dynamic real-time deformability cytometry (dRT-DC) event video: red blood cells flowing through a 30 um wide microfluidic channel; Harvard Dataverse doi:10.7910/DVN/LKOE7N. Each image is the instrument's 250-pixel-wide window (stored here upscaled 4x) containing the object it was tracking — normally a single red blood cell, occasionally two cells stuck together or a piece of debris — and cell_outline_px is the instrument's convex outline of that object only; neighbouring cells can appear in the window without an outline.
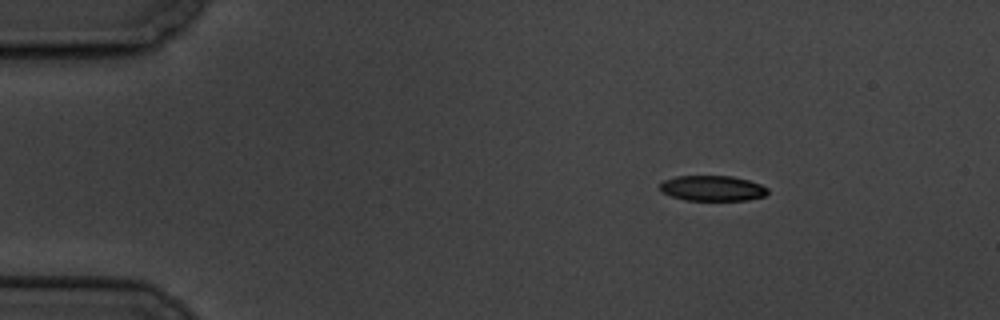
{"species": "common noctule bat (a hibernating species)", "species_latin": "Nyctalus noctula", "temperature_condition": "cold", "stored_images_in_passage": 7, "camera_frame_rate_fps": 3000, "um_per_image_px": 0.085, "animal": {"sex": "male", "body_mass_g": 19.5, "forearm_length_mm": 54.6}, "frame": {"image": 1, "passage_image": 1, "time_ms": 0.0, "image_size_px": [1000, 320], "cell_outline_px": [[768, 192], [764, 196], [748, 200], [684, 200], [672, 196], [664, 192], [660, 188], [660, 184], [664, 180], [676, 176], [732, 176], [748, 180], [760, 184], [768, 188]], "centroid_in_image_um": [60.58, 16.0], "position_along_channel_um": 24.4, "area_um2": 15.84}}
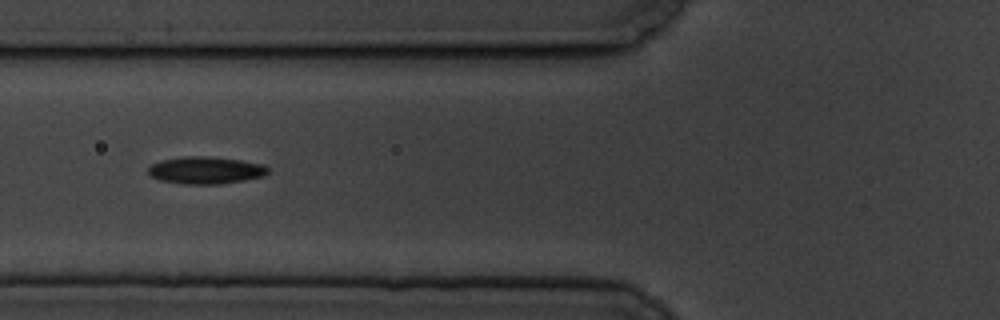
{"frame": {"image": 2, "passage_image": 5, "time_ms": 4.667, "image_size_px": [1000, 320], "cell_outline_px": [[268, 172], [264, 176], [244, 180], [216, 184], [184, 184], [160, 180], [152, 176], [148, 172], [148, 168], [152, 164], [160, 160], [184, 156], [208, 156], [240, 160], [264, 164], [268, 168]], "centroid_in_image_um": [17.48, 14.46], "position_along_channel_um": 108.3, "area_um2": 18.96}}
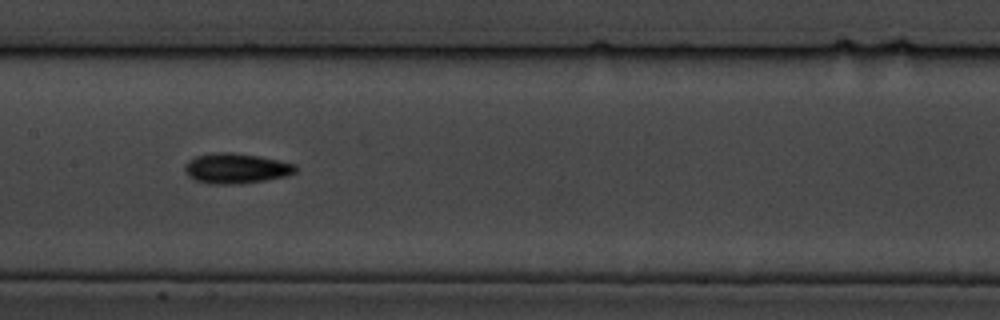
{"frame": {"image": 3, "passage_image": 7, "time_ms": 7.0, "image_size_px": [1000, 320], "cell_outline_px": [[296, 172], [284, 176], [264, 180], [240, 184], [212, 184], [196, 180], [188, 176], [184, 172], [184, 164], [188, 160], [196, 156], [212, 152], [232, 152], [260, 156], [280, 160], [296, 164]], "centroid_in_image_um": [20.04, 14.3], "position_along_channel_um": 187.4, "area_um2": 19.65}}